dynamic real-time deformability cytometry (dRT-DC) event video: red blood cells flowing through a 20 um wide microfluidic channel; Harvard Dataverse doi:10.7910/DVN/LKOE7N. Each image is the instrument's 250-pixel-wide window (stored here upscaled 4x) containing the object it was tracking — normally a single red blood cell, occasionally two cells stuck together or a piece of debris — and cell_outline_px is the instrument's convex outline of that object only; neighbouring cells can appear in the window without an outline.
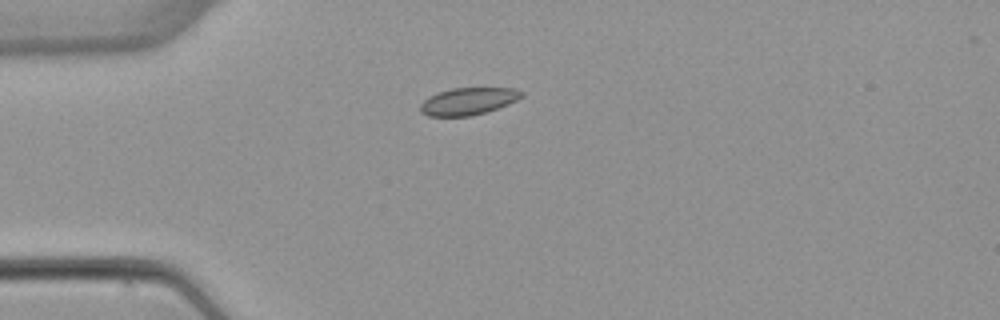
{"species": "common noctule bat (a hibernating species)", "species_latin": "Nyctalus noctula", "temperature_condition": "warm", "stored_images_in_passage": 2, "camera_frame_rate_fps": 3000, "um_per_image_px": 0.085, "animal": {"sex": "female", "body_mass_g": 22.7, "forearm_length_mm": 54.2}, "frame": {"image": 1, "passage_image": 1, "time_ms": 0.0, "image_size_px": [1000, 320], "cell_outline_px": [[524, 96], [508, 104], [472, 116], [428, 116], [420, 112], [420, 104], [428, 96], [452, 88], [516, 88], [524, 92]], "centroid_in_image_um": [39.79, 8.6], "position_along_channel_um": 45.2, "area_um2": 16.01}}
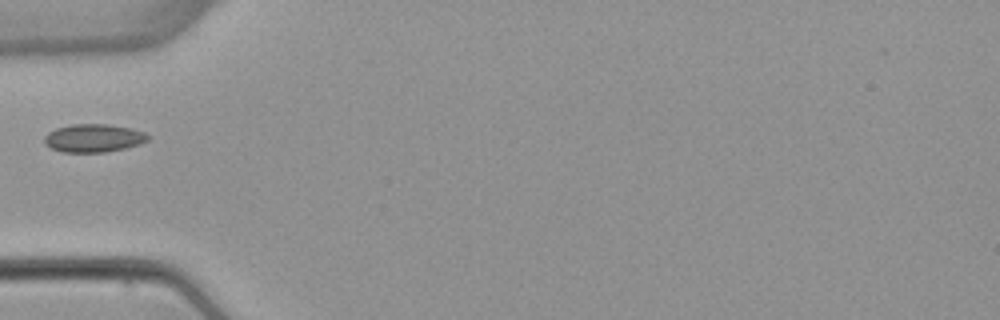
{"frame": {"image": 2, "passage_image": 2, "time_ms": 1.333, "image_size_px": [1000, 320], "cell_outline_px": [[148, 140], [140, 144], [124, 148], [104, 152], [60, 152], [44, 144], [44, 136], [48, 132], [56, 128], [72, 124], [108, 124], [128, 128], [144, 132], [148, 136]], "centroid_in_image_um": [7.91, 11.74], "position_along_channel_um": 77.1, "area_um2": 16.88}}